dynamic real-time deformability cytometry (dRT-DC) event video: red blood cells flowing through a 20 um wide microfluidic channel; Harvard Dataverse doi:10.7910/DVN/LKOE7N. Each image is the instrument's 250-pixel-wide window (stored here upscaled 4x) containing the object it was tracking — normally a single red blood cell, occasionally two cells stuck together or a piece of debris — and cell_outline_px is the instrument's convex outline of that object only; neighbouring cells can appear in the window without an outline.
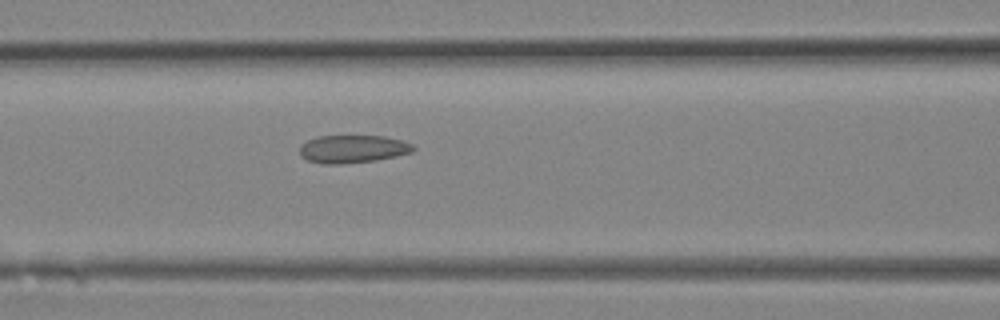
{"species": "Egyptian fruit bat (a non-hibernating species)", "species_latin": "Rousettus aegyptiacus", "temperature_condition": "room temperature", "stored_images_in_passage": 24, "camera_frame_rate_fps": 3000, "um_per_image_px": 0.085, "animal": {"sex": "female"}, "frame": {"image": 1, "passage_image": 7, "time_ms": 2.0, "image_size_px": [1000, 320], "cell_outline_px": [[416, 148], [412, 152], [396, 156], [376, 160], [340, 164], [320, 164], [308, 160], [300, 156], [300, 144], [308, 140], [320, 136], [384, 136], [404, 140], [412, 144]], "centroid_in_image_um": [29.99, 12.66], "position_along_channel_um": 136.6, "area_um2": 18.55}}
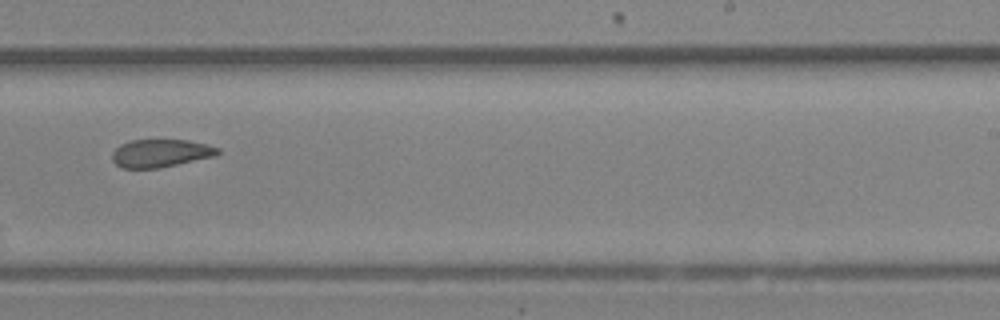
{"frame": {"image": 2, "passage_image": 13, "time_ms": 4.0, "image_size_px": [1000, 320], "cell_outline_px": [[220, 152], [216, 156], [160, 168], [120, 168], [112, 160], [112, 152], [120, 144], [132, 140], [188, 140], [208, 144], [220, 148]], "centroid_in_image_um": [13.67, 13.02], "position_along_channel_um": 275.3, "area_um2": 17.34}}
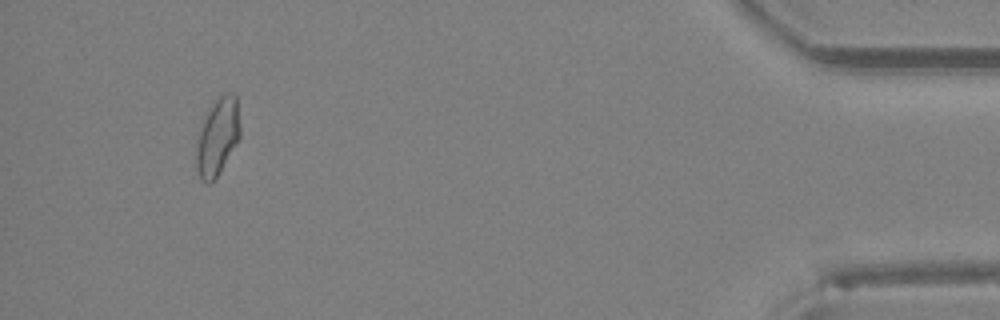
{"frame": {"image": 3, "passage_image": 22, "time_ms": 7.0, "image_size_px": [1000, 320], "cell_outline_px": [[240, 136], [216, 176], [208, 184], [204, 184], [200, 180], [196, 168], [196, 148], [200, 132], [204, 120], [212, 104], [224, 92], [232, 92], [236, 96], [240, 128]], "centroid_in_image_um": [18.48, 11.62], "position_along_channel_um": 416.7, "area_um2": 19.13}}